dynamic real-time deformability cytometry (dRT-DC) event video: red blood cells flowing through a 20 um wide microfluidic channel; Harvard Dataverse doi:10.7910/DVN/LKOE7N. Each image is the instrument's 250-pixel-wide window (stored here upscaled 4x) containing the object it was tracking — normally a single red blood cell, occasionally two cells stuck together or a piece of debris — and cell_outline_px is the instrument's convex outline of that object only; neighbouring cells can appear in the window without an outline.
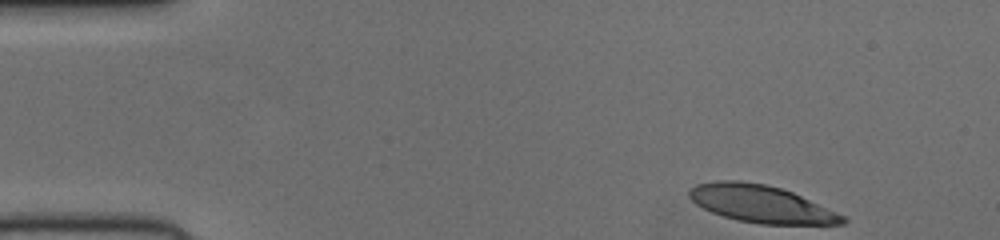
{"species": "human", "species_latin": "Homo sapiens", "temperature_condition": "cold", "stored_images_in_passage": 46, "camera_frame_rate_fps": 3000, "um_per_image_px": 0.085, "donor": {"sex": "female"}, "frame": {"image": 1, "passage_image": 1, "time_ms": 0.0, "image_size_px": [1000, 240], "cell_outline_px": [[848, 220], [844, 224], [760, 224], [736, 220], [712, 212], [696, 204], [688, 196], [688, 188], [696, 184], [716, 180], [740, 180], [764, 184], [780, 188], [792, 192], [848, 216]], "centroid_in_image_um": [64.71, 17.33], "position_along_channel_um": 20.3, "area_um2": 33.58}}
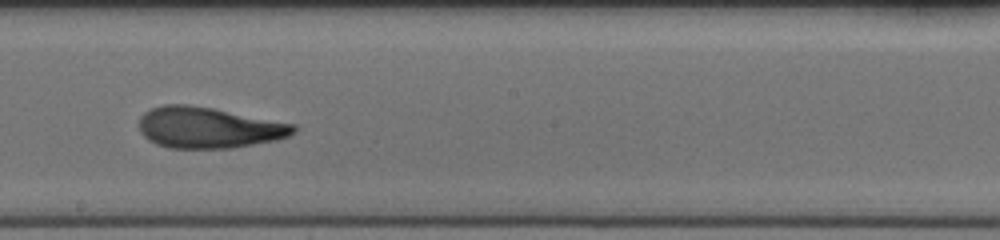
{"frame": {"image": 2, "passage_image": 24, "time_ms": 7.667, "image_size_px": [1000, 240], "cell_outline_px": [[300, 128], [296, 132], [288, 136], [276, 140], [232, 148], [168, 148], [156, 144], [148, 140], [140, 132], [140, 116], [144, 112], [152, 108], [164, 104], [188, 104], [212, 108], [296, 124]], "centroid_in_image_um": [17.74, 10.85], "position_along_channel_um": 230.5, "area_um2": 37.11}}
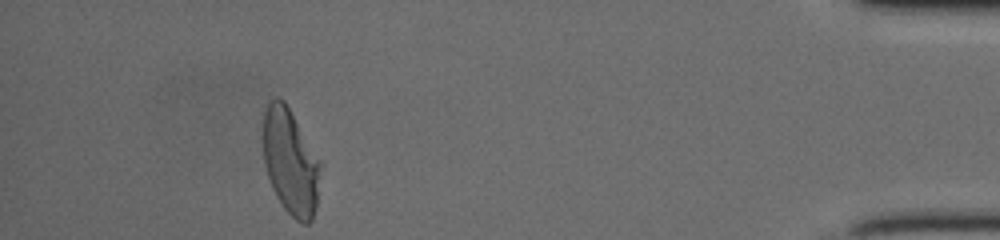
{"frame": {"image": 3, "passage_image": 42, "time_ms": 13.667, "image_size_px": [1000, 240], "cell_outline_px": [[324, 164], [316, 208], [312, 220], [308, 224], [300, 224], [284, 208], [276, 196], [272, 188], [268, 176], [264, 160], [264, 112], [268, 100], [276, 96], [284, 100]], "centroid_in_image_um": [24.75, 13.77], "position_along_channel_um": 410.5, "area_um2": 36.07}}